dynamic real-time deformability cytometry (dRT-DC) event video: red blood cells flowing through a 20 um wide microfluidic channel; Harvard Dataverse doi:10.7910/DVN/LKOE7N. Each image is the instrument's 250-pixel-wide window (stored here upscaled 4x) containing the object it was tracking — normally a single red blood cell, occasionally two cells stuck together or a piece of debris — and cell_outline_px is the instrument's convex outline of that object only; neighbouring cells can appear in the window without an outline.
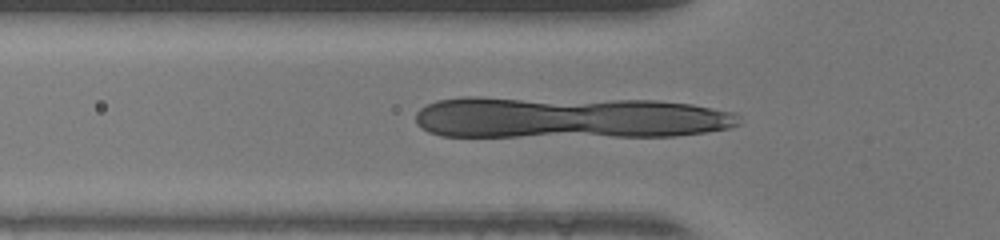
{"species": "human", "species_latin": "Homo sapiens", "temperature_condition": "warm", "stored_images_in_passage": 29, "segment_of_instrument_passage": [2, 2], "camera_frame_rate_fps": 3000, "um_per_image_px": 0.085, "donor": {"sex": "female"}, "frame": {"image": 1, "passage_image": 13, "time_ms": 4.0, "image_size_px": [1000, 240], "cell_outline_px": [[720, 128], [692, 132], [644, 136], [640, 136], [600, 132], [600, 104], [680, 104], [704, 108], [716, 112]], "centroid_in_image_um": [55.72, 10.13], "position_along_channel_um": 70.1, "area_um2": 23.93}}
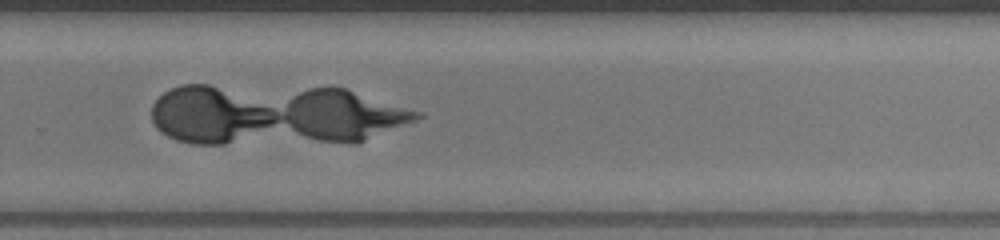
{"frame": {"image": 2, "passage_image": 29, "time_ms": 9.333, "image_size_px": [1000, 240], "cell_outline_px": [[408, 116], [360, 140], [340, 140], [316, 136], [304, 132], [296, 128], [284, 120], [284, 116], [292, 104], [300, 96], [308, 92], [320, 88], [340, 88]], "centroid_in_image_um": [28.85, 9.77], "position_along_channel_um": 301.0, "area_um2": 30.23}}